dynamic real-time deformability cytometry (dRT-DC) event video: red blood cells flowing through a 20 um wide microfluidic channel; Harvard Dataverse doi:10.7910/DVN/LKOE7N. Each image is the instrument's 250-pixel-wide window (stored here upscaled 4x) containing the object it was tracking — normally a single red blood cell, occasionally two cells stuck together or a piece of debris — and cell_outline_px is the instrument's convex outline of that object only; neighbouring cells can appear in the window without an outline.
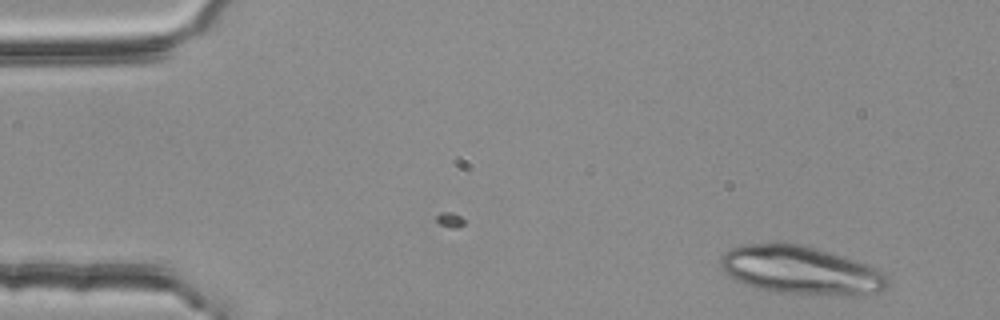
{"species": "common noctule bat (a hibernating species)", "species_latin": "Nyctalus noctula", "temperature_condition": "room temperature", "stored_images_in_passage": 4, "camera_frame_rate_fps": 3000, "um_per_image_px": 0.085, "animal": {"sex": "female", "body_mass_g": 25.1}, "frame": {"image": 1, "passage_image": 1, "time_ms": 0.0, "image_size_px": [1000, 320], "cell_outline_px": [[888, 284], [880, 292], [860, 296], [836, 296], [784, 292], [756, 288], [744, 284], [728, 276], [720, 268], [720, 256], [724, 252], [740, 244], [780, 240], [804, 244], [852, 260], [884, 272], [888, 276]], "centroid_in_image_um": [68.0, 22.95], "position_along_channel_um": 17.0, "area_um2": 47.74}}